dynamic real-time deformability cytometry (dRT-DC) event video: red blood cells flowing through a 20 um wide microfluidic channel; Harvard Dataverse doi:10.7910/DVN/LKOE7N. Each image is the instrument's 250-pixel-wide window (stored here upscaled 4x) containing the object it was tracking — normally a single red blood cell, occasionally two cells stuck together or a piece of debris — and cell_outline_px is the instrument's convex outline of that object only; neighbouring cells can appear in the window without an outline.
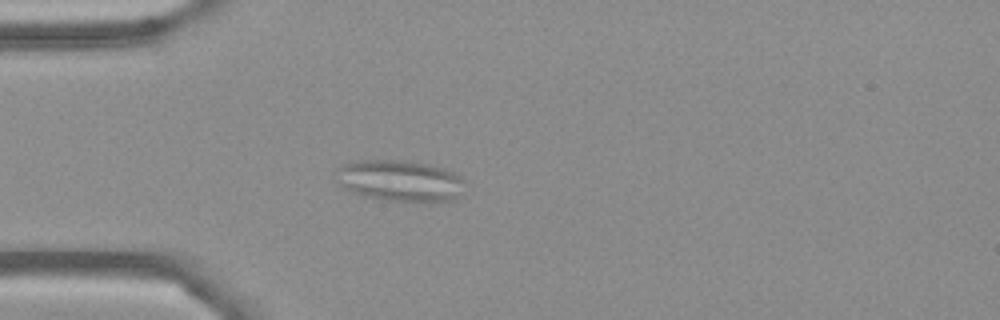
{"species": "Egyptian fruit bat (a non-hibernating species)", "species_latin": "Rousettus aegyptiacus", "temperature_condition": "cold", "stored_images_in_passage": 51, "camera_frame_rate_fps": 3000, "um_per_image_px": 0.085, "frame": {"image": 1, "passage_image": 11, "time_ms": 3.333, "image_size_px": [1000, 320], "cell_outline_px": [[464, 180], [460, 192], [452, 200], [432, 204], [384, 200], [364, 196], [352, 192], [344, 188], [336, 180], [336, 168], [344, 164], [360, 160], [400, 160], [424, 164], [444, 168], [460, 176]], "centroid_in_image_um": [33.98, 15.39], "position_along_channel_um": 51.0, "area_um2": 31.33}}
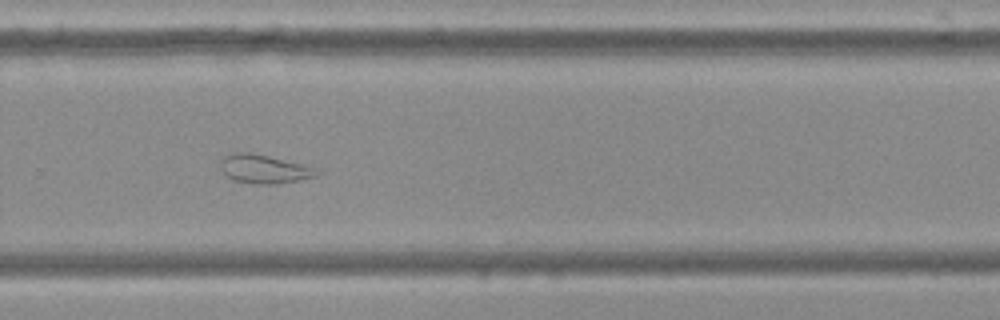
{"frame": {"image": 2, "passage_image": 33, "time_ms": 10.667, "image_size_px": [1000, 320], "cell_outline_px": [[320, 172], [316, 176], [300, 180], [276, 184], [256, 184], [232, 180], [220, 168], [220, 160], [224, 156], [232, 152], [248, 152], [268, 156], [304, 164], [320, 168]], "centroid_in_image_um": [22.47, 14.36], "position_along_channel_um": 307.3, "area_um2": 16.3}}
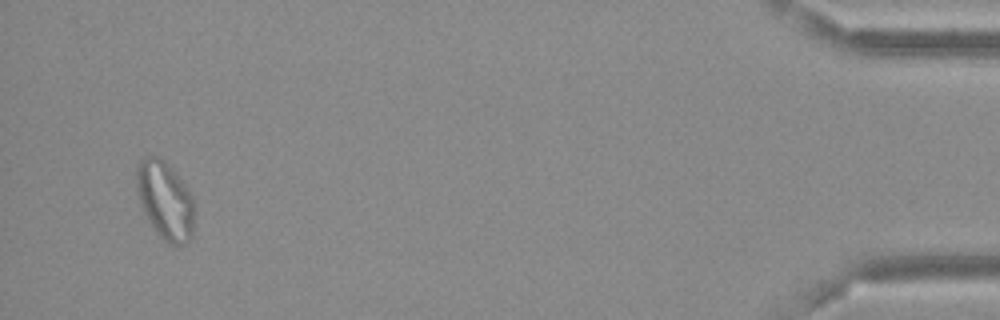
{"frame": {"image": 3, "passage_image": 49, "time_ms": 16.0, "image_size_px": [1000, 320], "cell_outline_px": [[192, 236], [184, 244], [172, 244], [164, 240], [156, 232], [148, 220], [140, 204], [136, 192], [136, 164], [144, 156], [156, 156], [164, 160], [168, 164], [188, 188], [192, 196]], "centroid_in_image_um": [13.98, 16.99], "position_along_channel_um": 421.2, "area_um2": 26.13}, "authors_computed_cell_mechanics": {"area_um2": 23.12, "velocity_mm_per_s": 3.6294, "shape_relaxation_time_tau1_ms": null, "shape_relaxation_time_tau2_ms": 2.1585, "deformation_change_tau1": null, "deformation_change_tau2": 0.0766}}